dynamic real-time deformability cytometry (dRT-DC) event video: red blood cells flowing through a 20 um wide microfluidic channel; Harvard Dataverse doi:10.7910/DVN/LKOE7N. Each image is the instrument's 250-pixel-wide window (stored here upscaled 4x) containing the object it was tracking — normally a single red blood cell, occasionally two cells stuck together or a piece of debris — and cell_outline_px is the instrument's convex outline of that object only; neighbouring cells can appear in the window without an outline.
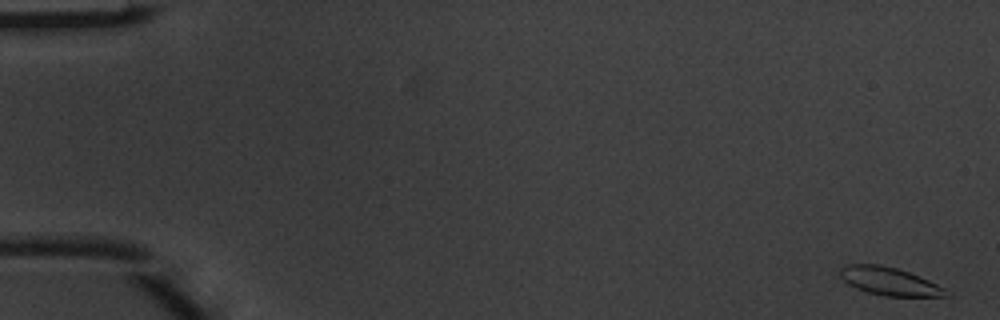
{"species": "common noctule bat (a hibernating species)", "species_latin": "Nyctalus noctula", "temperature_condition": "warm", "stored_images_in_passage": 6, "camera_frame_rate_fps": 3000, "um_per_image_px": 0.085, "animal": {"sex": "male", "body_mass_g": 20.1, "forearm_length_mm": 53.5}, "frame": {"image": 1, "passage_image": 1, "time_ms": 0.0, "image_size_px": [1000, 320], "cell_outline_px": [[952, 296], [884, 296], [868, 292], [856, 288], [848, 284], [840, 276], [840, 268], [848, 264], [880, 264], [896, 268], [908, 272], [928, 280], [944, 288]], "centroid_in_image_um": [75.58, 23.91], "position_along_channel_um": 9.4, "area_um2": 17.11}}